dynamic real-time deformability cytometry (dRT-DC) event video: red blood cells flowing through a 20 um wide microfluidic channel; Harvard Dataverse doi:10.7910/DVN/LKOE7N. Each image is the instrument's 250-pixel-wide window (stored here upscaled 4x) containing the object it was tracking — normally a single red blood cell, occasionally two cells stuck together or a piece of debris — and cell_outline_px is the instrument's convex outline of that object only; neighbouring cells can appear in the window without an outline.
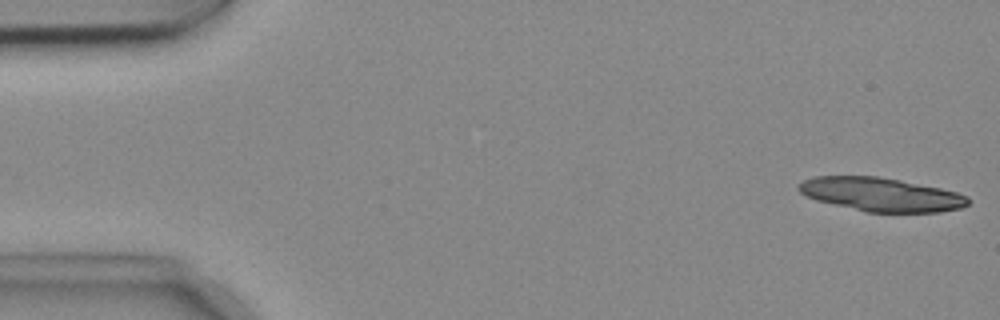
{"species": "common noctule bat (a hibernating species)", "species_latin": "Nyctalus noctula", "temperature_condition": "cold", "stored_images_in_passage": 53, "camera_frame_rate_fps": 3000, "um_per_image_px": 0.085, "animal": {"sex": "female", "body_mass_g": 18.4}, "frame": {"image": 1, "passage_image": 1, "time_ms": 0.0, "image_size_px": [1000, 320], "cell_outline_px": [[968, 204], [960, 208], [940, 212], [868, 212], [816, 200], [804, 196], [796, 188], [804, 180], [812, 176], [876, 176], [900, 180], [940, 188], [956, 192], [968, 196]], "centroid_in_image_um": [74.86, 16.52], "position_along_channel_um": 10.1, "area_um2": 33.06}}
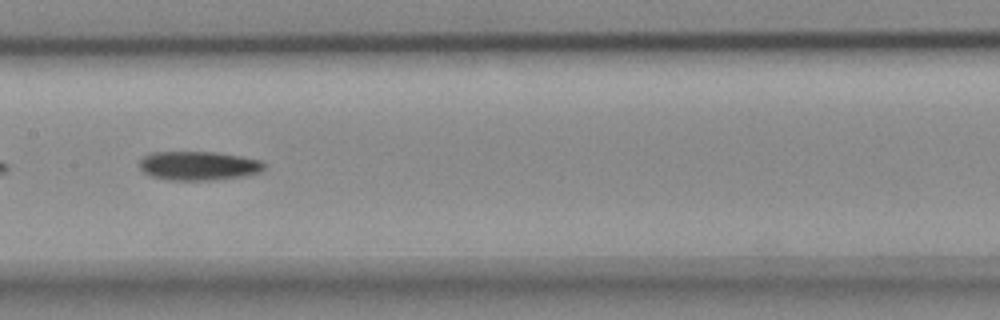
{"frame": {"image": 2, "passage_image": 26, "time_ms": 8.333, "image_size_px": [1000, 320], "cell_outline_px": [[264, 168], [260, 172], [244, 176], [216, 180], [168, 180], [152, 176], [144, 172], [140, 168], [140, 160], [144, 156], [152, 152], [216, 152], [264, 160]], "centroid_in_image_um": [16.9, 14.09], "position_along_channel_um": 190.5, "area_um2": 21.15}}
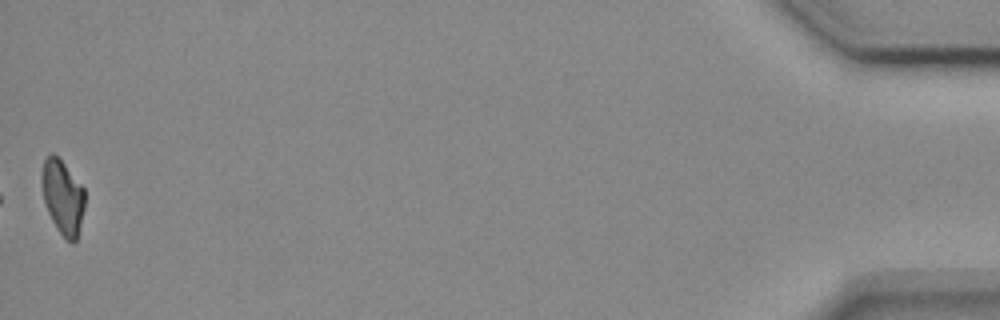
{"frame": {"image": 3, "passage_image": 53, "time_ms": 17.333, "image_size_px": [1000, 320], "cell_outline_px": [[84, 208], [76, 240], [72, 244], [60, 232], [52, 220], [48, 212], [44, 200], [40, 180], [44, 160], [52, 152], [64, 164], [84, 188]], "centroid_in_image_um": [5.31, 16.73], "position_along_channel_um": 429.9, "area_um2": 18.26}, "authors_computed_cell_mechanics": {"area_um2": 21.2704, "velocity_mm_per_s": 3.7384, "shape_relaxation_time_tau1_ms": 4.2223, "shape_relaxation_time_tau2_ms": null, "deformation_change_tau1": 0.1354, "deformation_change_tau2": null}}